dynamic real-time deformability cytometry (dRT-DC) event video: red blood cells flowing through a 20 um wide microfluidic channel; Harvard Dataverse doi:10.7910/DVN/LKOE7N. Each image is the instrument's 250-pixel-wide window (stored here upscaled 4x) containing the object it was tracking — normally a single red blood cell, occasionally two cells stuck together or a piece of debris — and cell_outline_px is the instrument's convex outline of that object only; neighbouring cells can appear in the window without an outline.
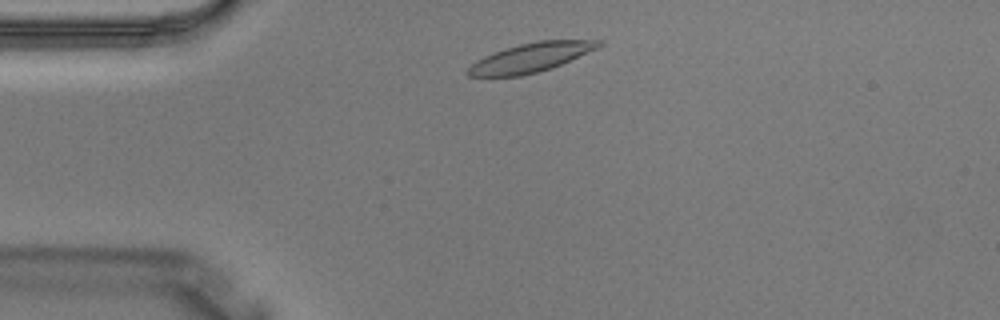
{"species": "Egyptian fruit bat (a non-hibernating species)", "species_latin": "Rousettus aegyptiacus", "temperature_condition": "warm", "stored_images_in_passage": 1, "camera_frame_rate_fps": 3000, "um_per_image_px": 0.085, "animal": {"sex": "male"}, "frame": {"image": 1, "passage_image": 1, "time_ms": 0.0, "image_size_px": [1000, 320], "cell_outline_px": [[604, 44], [596, 48], [560, 64], [536, 72], [520, 76], [468, 76], [464, 72], [476, 60], [484, 56], [520, 44], [540, 40], [604, 40]], "centroid_in_image_um": [45.09, 4.89], "position_along_channel_um": 39.9, "area_um2": 21.62}}